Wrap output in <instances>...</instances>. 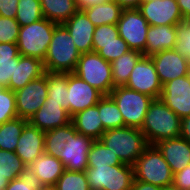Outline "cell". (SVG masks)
Returning a JSON list of instances; mask_svg holds the SVG:
<instances>
[{
	"label": "cell",
	"instance_id": "obj_9",
	"mask_svg": "<svg viewBox=\"0 0 190 190\" xmlns=\"http://www.w3.org/2000/svg\"><path fill=\"white\" fill-rule=\"evenodd\" d=\"M109 95L117 104L125 126L140 129L153 98L125 86L114 87Z\"/></svg>",
	"mask_w": 190,
	"mask_h": 190
},
{
	"label": "cell",
	"instance_id": "obj_23",
	"mask_svg": "<svg viewBox=\"0 0 190 190\" xmlns=\"http://www.w3.org/2000/svg\"><path fill=\"white\" fill-rule=\"evenodd\" d=\"M99 114L97 103L73 115L71 117V123L78 133L93 138L94 140H99L106 131Z\"/></svg>",
	"mask_w": 190,
	"mask_h": 190
},
{
	"label": "cell",
	"instance_id": "obj_16",
	"mask_svg": "<svg viewBox=\"0 0 190 190\" xmlns=\"http://www.w3.org/2000/svg\"><path fill=\"white\" fill-rule=\"evenodd\" d=\"M150 57L162 85L170 80L188 75L189 60L182 57L174 49L164 50Z\"/></svg>",
	"mask_w": 190,
	"mask_h": 190
},
{
	"label": "cell",
	"instance_id": "obj_30",
	"mask_svg": "<svg viewBox=\"0 0 190 190\" xmlns=\"http://www.w3.org/2000/svg\"><path fill=\"white\" fill-rule=\"evenodd\" d=\"M98 111L105 130L125 127L123 116L110 95L98 101Z\"/></svg>",
	"mask_w": 190,
	"mask_h": 190
},
{
	"label": "cell",
	"instance_id": "obj_25",
	"mask_svg": "<svg viewBox=\"0 0 190 190\" xmlns=\"http://www.w3.org/2000/svg\"><path fill=\"white\" fill-rule=\"evenodd\" d=\"M89 20L97 27L104 24L117 25L123 8L114 0L82 9Z\"/></svg>",
	"mask_w": 190,
	"mask_h": 190
},
{
	"label": "cell",
	"instance_id": "obj_42",
	"mask_svg": "<svg viewBox=\"0 0 190 190\" xmlns=\"http://www.w3.org/2000/svg\"><path fill=\"white\" fill-rule=\"evenodd\" d=\"M172 186L178 190H190V165L173 174Z\"/></svg>",
	"mask_w": 190,
	"mask_h": 190
},
{
	"label": "cell",
	"instance_id": "obj_40",
	"mask_svg": "<svg viewBox=\"0 0 190 190\" xmlns=\"http://www.w3.org/2000/svg\"><path fill=\"white\" fill-rule=\"evenodd\" d=\"M120 43L117 25L104 24L95 27L93 44Z\"/></svg>",
	"mask_w": 190,
	"mask_h": 190
},
{
	"label": "cell",
	"instance_id": "obj_21",
	"mask_svg": "<svg viewBox=\"0 0 190 190\" xmlns=\"http://www.w3.org/2000/svg\"><path fill=\"white\" fill-rule=\"evenodd\" d=\"M42 60L34 57L19 56L15 58L14 79H10L8 89L16 91L23 88L30 81L45 74Z\"/></svg>",
	"mask_w": 190,
	"mask_h": 190
},
{
	"label": "cell",
	"instance_id": "obj_8",
	"mask_svg": "<svg viewBox=\"0 0 190 190\" xmlns=\"http://www.w3.org/2000/svg\"><path fill=\"white\" fill-rule=\"evenodd\" d=\"M85 173L90 190H131L135 179L128 164L88 166Z\"/></svg>",
	"mask_w": 190,
	"mask_h": 190
},
{
	"label": "cell",
	"instance_id": "obj_5",
	"mask_svg": "<svg viewBox=\"0 0 190 190\" xmlns=\"http://www.w3.org/2000/svg\"><path fill=\"white\" fill-rule=\"evenodd\" d=\"M134 178L162 188L172 186L173 173L156 145H148L133 165Z\"/></svg>",
	"mask_w": 190,
	"mask_h": 190
},
{
	"label": "cell",
	"instance_id": "obj_22",
	"mask_svg": "<svg viewBox=\"0 0 190 190\" xmlns=\"http://www.w3.org/2000/svg\"><path fill=\"white\" fill-rule=\"evenodd\" d=\"M176 25H150L147 31L144 56H152L158 52L174 49L177 42Z\"/></svg>",
	"mask_w": 190,
	"mask_h": 190
},
{
	"label": "cell",
	"instance_id": "obj_35",
	"mask_svg": "<svg viewBox=\"0 0 190 190\" xmlns=\"http://www.w3.org/2000/svg\"><path fill=\"white\" fill-rule=\"evenodd\" d=\"M58 190H90L85 171L64 170L56 183Z\"/></svg>",
	"mask_w": 190,
	"mask_h": 190
},
{
	"label": "cell",
	"instance_id": "obj_7",
	"mask_svg": "<svg viewBox=\"0 0 190 190\" xmlns=\"http://www.w3.org/2000/svg\"><path fill=\"white\" fill-rule=\"evenodd\" d=\"M73 73L103 95H109L114 88L111 62L97 52L82 53Z\"/></svg>",
	"mask_w": 190,
	"mask_h": 190
},
{
	"label": "cell",
	"instance_id": "obj_43",
	"mask_svg": "<svg viewBox=\"0 0 190 190\" xmlns=\"http://www.w3.org/2000/svg\"><path fill=\"white\" fill-rule=\"evenodd\" d=\"M19 0H0V16L15 19Z\"/></svg>",
	"mask_w": 190,
	"mask_h": 190
},
{
	"label": "cell",
	"instance_id": "obj_36",
	"mask_svg": "<svg viewBox=\"0 0 190 190\" xmlns=\"http://www.w3.org/2000/svg\"><path fill=\"white\" fill-rule=\"evenodd\" d=\"M15 92L0 87V124L17 118Z\"/></svg>",
	"mask_w": 190,
	"mask_h": 190
},
{
	"label": "cell",
	"instance_id": "obj_28",
	"mask_svg": "<svg viewBox=\"0 0 190 190\" xmlns=\"http://www.w3.org/2000/svg\"><path fill=\"white\" fill-rule=\"evenodd\" d=\"M68 73L47 72V93L49 102L60 104L69 114Z\"/></svg>",
	"mask_w": 190,
	"mask_h": 190
},
{
	"label": "cell",
	"instance_id": "obj_18",
	"mask_svg": "<svg viewBox=\"0 0 190 190\" xmlns=\"http://www.w3.org/2000/svg\"><path fill=\"white\" fill-rule=\"evenodd\" d=\"M62 25L73 37L74 44L81 54L93 51V34L96 26L82 10H78Z\"/></svg>",
	"mask_w": 190,
	"mask_h": 190
},
{
	"label": "cell",
	"instance_id": "obj_1",
	"mask_svg": "<svg viewBox=\"0 0 190 190\" xmlns=\"http://www.w3.org/2000/svg\"><path fill=\"white\" fill-rule=\"evenodd\" d=\"M95 140L78 133L73 124L45 132L44 153L57 157L69 171H85Z\"/></svg>",
	"mask_w": 190,
	"mask_h": 190
},
{
	"label": "cell",
	"instance_id": "obj_33",
	"mask_svg": "<svg viewBox=\"0 0 190 190\" xmlns=\"http://www.w3.org/2000/svg\"><path fill=\"white\" fill-rule=\"evenodd\" d=\"M124 164L100 140H95L88 153V166H107Z\"/></svg>",
	"mask_w": 190,
	"mask_h": 190
},
{
	"label": "cell",
	"instance_id": "obj_4",
	"mask_svg": "<svg viewBox=\"0 0 190 190\" xmlns=\"http://www.w3.org/2000/svg\"><path fill=\"white\" fill-rule=\"evenodd\" d=\"M81 53L77 50L73 37L59 24L54 28L47 55L43 61L45 71L51 73H73Z\"/></svg>",
	"mask_w": 190,
	"mask_h": 190
},
{
	"label": "cell",
	"instance_id": "obj_47",
	"mask_svg": "<svg viewBox=\"0 0 190 190\" xmlns=\"http://www.w3.org/2000/svg\"><path fill=\"white\" fill-rule=\"evenodd\" d=\"M184 21L190 20V0H177Z\"/></svg>",
	"mask_w": 190,
	"mask_h": 190
},
{
	"label": "cell",
	"instance_id": "obj_50",
	"mask_svg": "<svg viewBox=\"0 0 190 190\" xmlns=\"http://www.w3.org/2000/svg\"><path fill=\"white\" fill-rule=\"evenodd\" d=\"M38 190H58V188L56 187V185H44Z\"/></svg>",
	"mask_w": 190,
	"mask_h": 190
},
{
	"label": "cell",
	"instance_id": "obj_39",
	"mask_svg": "<svg viewBox=\"0 0 190 190\" xmlns=\"http://www.w3.org/2000/svg\"><path fill=\"white\" fill-rule=\"evenodd\" d=\"M177 42L174 50L182 57L190 60V20L177 25Z\"/></svg>",
	"mask_w": 190,
	"mask_h": 190
},
{
	"label": "cell",
	"instance_id": "obj_45",
	"mask_svg": "<svg viewBox=\"0 0 190 190\" xmlns=\"http://www.w3.org/2000/svg\"><path fill=\"white\" fill-rule=\"evenodd\" d=\"M131 190H163V188L160 186L152 185L151 183H146L134 179Z\"/></svg>",
	"mask_w": 190,
	"mask_h": 190
},
{
	"label": "cell",
	"instance_id": "obj_19",
	"mask_svg": "<svg viewBox=\"0 0 190 190\" xmlns=\"http://www.w3.org/2000/svg\"><path fill=\"white\" fill-rule=\"evenodd\" d=\"M28 122L43 132H47L68 125L71 123V117L60 104L49 102V98H47L44 105Z\"/></svg>",
	"mask_w": 190,
	"mask_h": 190
},
{
	"label": "cell",
	"instance_id": "obj_15",
	"mask_svg": "<svg viewBox=\"0 0 190 190\" xmlns=\"http://www.w3.org/2000/svg\"><path fill=\"white\" fill-rule=\"evenodd\" d=\"M69 115H73L92 107L104 96L93 86L80 79L74 73H68Z\"/></svg>",
	"mask_w": 190,
	"mask_h": 190
},
{
	"label": "cell",
	"instance_id": "obj_27",
	"mask_svg": "<svg viewBox=\"0 0 190 190\" xmlns=\"http://www.w3.org/2000/svg\"><path fill=\"white\" fill-rule=\"evenodd\" d=\"M142 53L130 50L111 62L114 87L125 86L137 61Z\"/></svg>",
	"mask_w": 190,
	"mask_h": 190
},
{
	"label": "cell",
	"instance_id": "obj_6",
	"mask_svg": "<svg viewBox=\"0 0 190 190\" xmlns=\"http://www.w3.org/2000/svg\"><path fill=\"white\" fill-rule=\"evenodd\" d=\"M58 24L46 18L20 27L17 46L19 54L26 57H34L44 61L49 48L54 28Z\"/></svg>",
	"mask_w": 190,
	"mask_h": 190
},
{
	"label": "cell",
	"instance_id": "obj_41",
	"mask_svg": "<svg viewBox=\"0 0 190 190\" xmlns=\"http://www.w3.org/2000/svg\"><path fill=\"white\" fill-rule=\"evenodd\" d=\"M19 31L16 19L0 16V43H17Z\"/></svg>",
	"mask_w": 190,
	"mask_h": 190
},
{
	"label": "cell",
	"instance_id": "obj_29",
	"mask_svg": "<svg viewBox=\"0 0 190 190\" xmlns=\"http://www.w3.org/2000/svg\"><path fill=\"white\" fill-rule=\"evenodd\" d=\"M16 43H0V87L7 88L14 79L15 58H19Z\"/></svg>",
	"mask_w": 190,
	"mask_h": 190
},
{
	"label": "cell",
	"instance_id": "obj_11",
	"mask_svg": "<svg viewBox=\"0 0 190 190\" xmlns=\"http://www.w3.org/2000/svg\"><path fill=\"white\" fill-rule=\"evenodd\" d=\"M15 96L18 117L29 121L48 97L47 72L16 90Z\"/></svg>",
	"mask_w": 190,
	"mask_h": 190
},
{
	"label": "cell",
	"instance_id": "obj_48",
	"mask_svg": "<svg viewBox=\"0 0 190 190\" xmlns=\"http://www.w3.org/2000/svg\"><path fill=\"white\" fill-rule=\"evenodd\" d=\"M123 9H138L141 4V0H114Z\"/></svg>",
	"mask_w": 190,
	"mask_h": 190
},
{
	"label": "cell",
	"instance_id": "obj_20",
	"mask_svg": "<svg viewBox=\"0 0 190 190\" xmlns=\"http://www.w3.org/2000/svg\"><path fill=\"white\" fill-rule=\"evenodd\" d=\"M173 174L190 165V144L182 137L165 139L155 144Z\"/></svg>",
	"mask_w": 190,
	"mask_h": 190
},
{
	"label": "cell",
	"instance_id": "obj_32",
	"mask_svg": "<svg viewBox=\"0 0 190 190\" xmlns=\"http://www.w3.org/2000/svg\"><path fill=\"white\" fill-rule=\"evenodd\" d=\"M42 18L40 0H19L15 19L20 27L35 23Z\"/></svg>",
	"mask_w": 190,
	"mask_h": 190
},
{
	"label": "cell",
	"instance_id": "obj_44",
	"mask_svg": "<svg viewBox=\"0 0 190 190\" xmlns=\"http://www.w3.org/2000/svg\"><path fill=\"white\" fill-rule=\"evenodd\" d=\"M180 137L190 144V115L181 118Z\"/></svg>",
	"mask_w": 190,
	"mask_h": 190
},
{
	"label": "cell",
	"instance_id": "obj_13",
	"mask_svg": "<svg viewBox=\"0 0 190 190\" xmlns=\"http://www.w3.org/2000/svg\"><path fill=\"white\" fill-rule=\"evenodd\" d=\"M160 99L180 118L190 115V77L182 76L162 85Z\"/></svg>",
	"mask_w": 190,
	"mask_h": 190
},
{
	"label": "cell",
	"instance_id": "obj_26",
	"mask_svg": "<svg viewBox=\"0 0 190 190\" xmlns=\"http://www.w3.org/2000/svg\"><path fill=\"white\" fill-rule=\"evenodd\" d=\"M43 18L63 24L78 11L74 0H40Z\"/></svg>",
	"mask_w": 190,
	"mask_h": 190
},
{
	"label": "cell",
	"instance_id": "obj_37",
	"mask_svg": "<svg viewBox=\"0 0 190 190\" xmlns=\"http://www.w3.org/2000/svg\"><path fill=\"white\" fill-rule=\"evenodd\" d=\"M43 185L37 175L26 167L20 176L9 182L4 190H38Z\"/></svg>",
	"mask_w": 190,
	"mask_h": 190
},
{
	"label": "cell",
	"instance_id": "obj_52",
	"mask_svg": "<svg viewBox=\"0 0 190 190\" xmlns=\"http://www.w3.org/2000/svg\"><path fill=\"white\" fill-rule=\"evenodd\" d=\"M158 1V0H141V2Z\"/></svg>",
	"mask_w": 190,
	"mask_h": 190
},
{
	"label": "cell",
	"instance_id": "obj_2",
	"mask_svg": "<svg viewBox=\"0 0 190 190\" xmlns=\"http://www.w3.org/2000/svg\"><path fill=\"white\" fill-rule=\"evenodd\" d=\"M140 130L147 143L155 145L161 140L180 137L181 118L160 98L153 99Z\"/></svg>",
	"mask_w": 190,
	"mask_h": 190
},
{
	"label": "cell",
	"instance_id": "obj_46",
	"mask_svg": "<svg viewBox=\"0 0 190 190\" xmlns=\"http://www.w3.org/2000/svg\"><path fill=\"white\" fill-rule=\"evenodd\" d=\"M109 1L111 0H74V3L77 6L78 10H82L89 6H93L96 4H101V3H105Z\"/></svg>",
	"mask_w": 190,
	"mask_h": 190
},
{
	"label": "cell",
	"instance_id": "obj_24",
	"mask_svg": "<svg viewBox=\"0 0 190 190\" xmlns=\"http://www.w3.org/2000/svg\"><path fill=\"white\" fill-rule=\"evenodd\" d=\"M29 168L37 175L42 185H56L65 170L62 162L54 156L43 153Z\"/></svg>",
	"mask_w": 190,
	"mask_h": 190
},
{
	"label": "cell",
	"instance_id": "obj_34",
	"mask_svg": "<svg viewBox=\"0 0 190 190\" xmlns=\"http://www.w3.org/2000/svg\"><path fill=\"white\" fill-rule=\"evenodd\" d=\"M27 166L15 152L0 149V176H6L9 181L20 176Z\"/></svg>",
	"mask_w": 190,
	"mask_h": 190
},
{
	"label": "cell",
	"instance_id": "obj_10",
	"mask_svg": "<svg viewBox=\"0 0 190 190\" xmlns=\"http://www.w3.org/2000/svg\"><path fill=\"white\" fill-rule=\"evenodd\" d=\"M149 26L138 9H123L117 23L119 36L126 41L129 49L138 51L143 56Z\"/></svg>",
	"mask_w": 190,
	"mask_h": 190
},
{
	"label": "cell",
	"instance_id": "obj_51",
	"mask_svg": "<svg viewBox=\"0 0 190 190\" xmlns=\"http://www.w3.org/2000/svg\"><path fill=\"white\" fill-rule=\"evenodd\" d=\"M163 190H178V189L173 186H169V187L163 188Z\"/></svg>",
	"mask_w": 190,
	"mask_h": 190
},
{
	"label": "cell",
	"instance_id": "obj_3",
	"mask_svg": "<svg viewBox=\"0 0 190 190\" xmlns=\"http://www.w3.org/2000/svg\"><path fill=\"white\" fill-rule=\"evenodd\" d=\"M124 164L133 166L149 145L139 128L121 127L106 130L99 139Z\"/></svg>",
	"mask_w": 190,
	"mask_h": 190
},
{
	"label": "cell",
	"instance_id": "obj_49",
	"mask_svg": "<svg viewBox=\"0 0 190 190\" xmlns=\"http://www.w3.org/2000/svg\"><path fill=\"white\" fill-rule=\"evenodd\" d=\"M9 182L10 181L6 178V176H0V190H4Z\"/></svg>",
	"mask_w": 190,
	"mask_h": 190
},
{
	"label": "cell",
	"instance_id": "obj_38",
	"mask_svg": "<svg viewBox=\"0 0 190 190\" xmlns=\"http://www.w3.org/2000/svg\"><path fill=\"white\" fill-rule=\"evenodd\" d=\"M93 51L97 52L104 60L112 62L130 49L126 41L120 37V43L93 44Z\"/></svg>",
	"mask_w": 190,
	"mask_h": 190
},
{
	"label": "cell",
	"instance_id": "obj_14",
	"mask_svg": "<svg viewBox=\"0 0 190 190\" xmlns=\"http://www.w3.org/2000/svg\"><path fill=\"white\" fill-rule=\"evenodd\" d=\"M138 10L149 25H179L184 22L177 0L141 2Z\"/></svg>",
	"mask_w": 190,
	"mask_h": 190
},
{
	"label": "cell",
	"instance_id": "obj_31",
	"mask_svg": "<svg viewBox=\"0 0 190 190\" xmlns=\"http://www.w3.org/2000/svg\"><path fill=\"white\" fill-rule=\"evenodd\" d=\"M28 120L15 118L0 124V149L15 152L19 137Z\"/></svg>",
	"mask_w": 190,
	"mask_h": 190
},
{
	"label": "cell",
	"instance_id": "obj_17",
	"mask_svg": "<svg viewBox=\"0 0 190 190\" xmlns=\"http://www.w3.org/2000/svg\"><path fill=\"white\" fill-rule=\"evenodd\" d=\"M44 146L45 132L28 122L21 132L15 153L29 167L44 153Z\"/></svg>",
	"mask_w": 190,
	"mask_h": 190
},
{
	"label": "cell",
	"instance_id": "obj_12",
	"mask_svg": "<svg viewBox=\"0 0 190 190\" xmlns=\"http://www.w3.org/2000/svg\"><path fill=\"white\" fill-rule=\"evenodd\" d=\"M125 87L146 94L153 99L160 98L162 84L150 56H142L137 61Z\"/></svg>",
	"mask_w": 190,
	"mask_h": 190
}]
</instances>
